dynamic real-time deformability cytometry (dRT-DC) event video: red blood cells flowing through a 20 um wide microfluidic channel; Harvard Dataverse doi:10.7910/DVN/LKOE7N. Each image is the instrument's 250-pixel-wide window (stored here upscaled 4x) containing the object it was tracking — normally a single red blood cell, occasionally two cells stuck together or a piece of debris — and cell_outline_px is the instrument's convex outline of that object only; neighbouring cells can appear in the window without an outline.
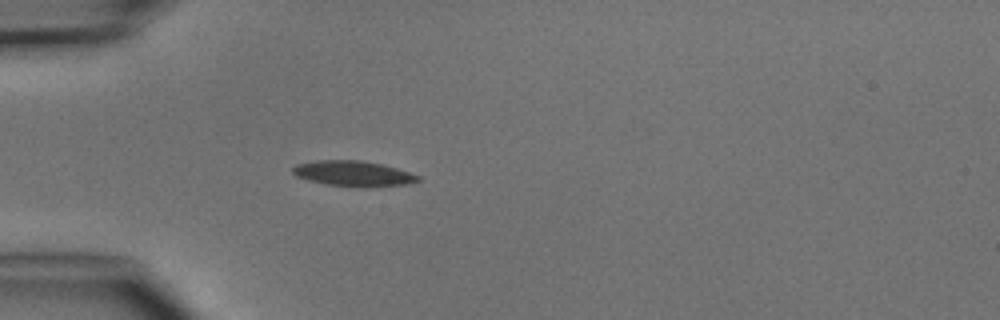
{"species": "common noctule bat (a hibernating species)", "species_latin": "Nyctalus noctula", "temperature_condition": "cold", "stored_images_in_passage": 5, "camera_frame_rate_fps": 3000, "um_per_image_px": 0.085, "animal": {"sex": "male", "body_mass_g": 15.6}, "frame": {"image": 1, "passage_image": 5, "time_ms": 5.667, "image_size_px": [1000, 320], "cell_outline_px": [[420, 180], [408, 184], [324, 184], [308, 180], [296, 176], [292, 172], [292, 168], [296, 164], [316, 160], [360, 160], [380, 164], [396, 168], [420, 176]], "centroid_in_image_um": [29.94, 14.69], "position_along_channel_um": 55.1, "area_um2": 17.46}}